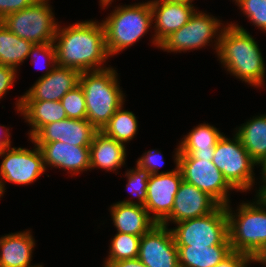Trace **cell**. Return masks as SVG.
I'll return each instance as SVG.
<instances>
[{
  "label": "cell",
  "mask_w": 266,
  "mask_h": 267,
  "mask_svg": "<svg viewBox=\"0 0 266 267\" xmlns=\"http://www.w3.org/2000/svg\"><path fill=\"white\" fill-rule=\"evenodd\" d=\"M57 65L81 72L102 70L109 59L102 23L85 20L61 27L54 38ZM105 66V67H104Z\"/></svg>",
  "instance_id": "1"
},
{
  "label": "cell",
  "mask_w": 266,
  "mask_h": 267,
  "mask_svg": "<svg viewBox=\"0 0 266 267\" xmlns=\"http://www.w3.org/2000/svg\"><path fill=\"white\" fill-rule=\"evenodd\" d=\"M250 33L238 23L224 26L217 50L218 60L229 74L250 86L265 84V61L261 49Z\"/></svg>",
  "instance_id": "2"
},
{
  "label": "cell",
  "mask_w": 266,
  "mask_h": 267,
  "mask_svg": "<svg viewBox=\"0 0 266 267\" xmlns=\"http://www.w3.org/2000/svg\"><path fill=\"white\" fill-rule=\"evenodd\" d=\"M118 73L112 66L95 71L81 72L79 85L84 91L86 120L102 131L114 113L124 105Z\"/></svg>",
  "instance_id": "3"
},
{
  "label": "cell",
  "mask_w": 266,
  "mask_h": 267,
  "mask_svg": "<svg viewBox=\"0 0 266 267\" xmlns=\"http://www.w3.org/2000/svg\"><path fill=\"white\" fill-rule=\"evenodd\" d=\"M109 56L133 46L153 28L150 0L131 5H119L102 20Z\"/></svg>",
  "instance_id": "4"
},
{
  "label": "cell",
  "mask_w": 266,
  "mask_h": 267,
  "mask_svg": "<svg viewBox=\"0 0 266 267\" xmlns=\"http://www.w3.org/2000/svg\"><path fill=\"white\" fill-rule=\"evenodd\" d=\"M255 196L252 202L240 203L236 212L231 202L225 206L231 249L250 258L266 244V204Z\"/></svg>",
  "instance_id": "5"
},
{
  "label": "cell",
  "mask_w": 266,
  "mask_h": 267,
  "mask_svg": "<svg viewBox=\"0 0 266 267\" xmlns=\"http://www.w3.org/2000/svg\"><path fill=\"white\" fill-rule=\"evenodd\" d=\"M212 162L235 191L253 189L256 183L254 168L258 166L236 134H233V138L225 135L220 138L215 145Z\"/></svg>",
  "instance_id": "6"
},
{
  "label": "cell",
  "mask_w": 266,
  "mask_h": 267,
  "mask_svg": "<svg viewBox=\"0 0 266 267\" xmlns=\"http://www.w3.org/2000/svg\"><path fill=\"white\" fill-rule=\"evenodd\" d=\"M175 224L171 232L176 246L231 245L228 217L224 205H220L210 214Z\"/></svg>",
  "instance_id": "7"
},
{
  "label": "cell",
  "mask_w": 266,
  "mask_h": 267,
  "mask_svg": "<svg viewBox=\"0 0 266 267\" xmlns=\"http://www.w3.org/2000/svg\"><path fill=\"white\" fill-rule=\"evenodd\" d=\"M197 10L184 26L171 33L159 44L160 49L166 52L181 53V51L198 50L212 43V47L214 45L217 53L220 35L225 25L215 16Z\"/></svg>",
  "instance_id": "8"
},
{
  "label": "cell",
  "mask_w": 266,
  "mask_h": 267,
  "mask_svg": "<svg viewBox=\"0 0 266 267\" xmlns=\"http://www.w3.org/2000/svg\"><path fill=\"white\" fill-rule=\"evenodd\" d=\"M49 2L36 0L23 10L8 14L1 22L9 31L33 44L53 42L59 24Z\"/></svg>",
  "instance_id": "9"
},
{
  "label": "cell",
  "mask_w": 266,
  "mask_h": 267,
  "mask_svg": "<svg viewBox=\"0 0 266 267\" xmlns=\"http://www.w3.org/2000/svg\"><path fill=\"white\" fill-rule=\"evenodd\" d=\"M178 168L185 182L206 192L220 205L230 203V191L235 189L212 161L194 159L190 154H179Z\"/></svg>",
  "instance_id": "10"
},
{
  "label": "cell",
  "mask_w": 266,
  "mask_h": 267,
  "mask_svg": "<svg viewBox=\"0 0 266 267\" xmlns=\"http://www.w3.org/2000/svg\"><path fill=\"white\" fill-rule=\"evenodd\" d=\"M0 157V183L3 192L6 191L5 182L18 185H30L36 182L46 168L40 148L34 143L33 150L22 147H6Z\"/></svg>",
  "instance_id": "11"
},
{
  "label": "cell",
  "mask_w": 266,
  "mask_h": 267,
  "mask_svg": "<svg viewBox=\"0 0 266 267\" xmlns=\"http://www.w3.org/2000/svg\"><path fill=\"white\" fill-rule=\"evenodd\" d=\"M175 150L173 155L175 168L167 172L161 171L160 174L149 175L148 179L144 207L157 224H161L171 214L175 195L183 181L182 174L178 168L179 145Z\"/></svg>",
  "instance_id": "12"
},
{
  "label": "cell",
  "mask_w": 266,
  "mask_h": 267,
  "mask_svg": "<svg viewBox=\"0 0 266 267\" xmlns=\"http://www.w3.org/2000/svg\"><path fill=\"white\" fill-rule=\"evenodd\" d=\"M138 259L147 267H180L178 248L171 229L156 224L142 235Z\"/></svg>",
  "instance_id": "13"
},
{
  "label": "cell",
  "mask_w": 266,
  "mask_h": 267,
  "mask_svg": "<svg viewBox=\"0 0 266 267\" xmlns=\"http://www.w3.org/2000/svg\"><path fill=\"white\" fill-rule=\"evenodd\" d=\"M80 72L73 68L56 65L47 76H40L24 95L16 100L20 113L21 100L60 101L62 97L79 85Z\"/></svg>",
  "instance_id": "14"
},
{
  "label": "cell",
  "mask_w": 266,
  "mask_h": 267,
  "mask_svg": "<svg viewBox=\"0 0 266 267\" xmlns=\"http://www.w3.org/2000/svg\"><path fill=\"white\" fill-rule=\"evenodd\" d=\"M220 204L209 194L192 184L181 182L175 195L171 214L161 223L169 226L187 219L201 217L215 211Z\"/></svg>",
  "instance_id": "15"
},
{
  "label": "cell",
  "mask_w": 266,
  "mask_h": 267,
  "mask_svg": "<svg viewBox=\"0 0 266 267\" xmlns=\"http://www.w3.org/2000/svg\"><path fill=\"white\" fill-rule=\"evenodd\" d=\"M97 131L86 119L66 118L43 126L30 141L32 143L60 141L73 146L89 147Z\"/></svg>",
  "instance_id": "16"
},
{
  "label": "cell",
  "mask_w": 266,
  "mask_h": 267,
  "mask_svg": "<svg viewBox=\"0 0 266 267\" xmlns=\"http://www.w3.org/2000/svg\"><path fill=\"white\" fill-rule=\"evenodd\" d=\"M154 35L152 44H159L171 33L184 26L195 12L193 4L168 2L165 0H150Z\"/></svg>",
  "instance_id": "17"
},
{
  "label": "cell",
  "mask_w": 266,
  "mask_h": 267,
  "mask_svg": "<svg viewBox=\"0 0 266 267\" xmlns=\"http://www.w3.org/2000/svg\"><path fill=\"white\" fill-rule=\"evenodd\" d=\"M43 155L45 168L64 169L71 176L90 170V148L73 146L60 141L35 143Z\"/></svg>",
  "instance_id": "18"
},
{
  "label": "cell",
  "mask_w": 266,
  "mask_h": 267,
  "mask_svg": "<svg viewBox=\"0 0 266 267\" xmlns=\"http://www.w3.org/2000/svg\"><path fill=\"white\" fill-rule=\"evenodd\" d=\"M32 231L9 233L0 237V267H43L31 265L35 239Z\"/></svg>",
  "instance_id": "19"
},
{
  "label": "cell",
  "mask_w": 266,
  "mask_h": 267,
  "mask_svg": "<svg viewBox=\"0 0 266 267\" xmlns=\"http://www.w3.org/2000/svg\"><path fill=\"white\" fill-rule=\"evenodd\" d=\"M90 148V169H105L107 172H117L124 167L127 158L126 146L97 131L93 137Z\"/></svg>",
  "instance_id": "20"
},
{
  "label": "cell",
  "mask_w": 266,
  "mask_h": 267,
  "mask_svg": "<svg viewBox=\"0 0 266 267\" xmlns=\"http://www.w3.org/2000/svg\"><path fill=\"white\" fill-rule=\"evenodd\" d=\"M109 210L113 225L120 233L142 236L157 224L141 205L116 202Z\"/></svg>",
  "instance_id": "21"
},
{
  "label": "cell",
  "mask_w": 266,
  "mask_h": 267,
  "mask_svg": "<svg viewBox=\"0 0 266 267\" xmlns=\"http://www.w3.org/2000/svg\"><path fill=\"white\" fill-rule=\"evenodd\" d=\"M223 135L211 124L201 123L183 136L179 143V154H190L194 159L212 161L215 145Z\"/></svg>",
  "instance_id": "22"
},
{
  "label": "cell",
  "mask_w": 266,
  "mask_h": 267,
  "mask_svg": "<svg viewBox=\"0 0 266 267\" xmlns=\"http://www.w3.org/2000/svg\"><path fill=\"white\" fill-rule=\"evenodd\" d=\"M20 114L31 126V139L43 126L66 119L65 109L60 101L21 100Z\"/></svg>",
  "instance_id": "23"
},
{
  "label": "cell",
  "mask_w": 266,
  "mask_h": 267,
  "mask_svg": "<svg viewBox=\"0 0 266 267\" xmlns=\"http://www.w3.org/2000/svg\"><path fill=\"white\" fill-rule=\"evenodd\" d=\"M235 129L243 147L260 166L266 160V113L253 116Z\"/></svg>",
  "instance_id": "24"
},
{
  "label": "cell",
  "mask_w": 266,
  "mask_h": 267,
  "mask_svg": "<svg viewBox=\"0 0 266 267\" xmlns=\"http://www.w3.org/2000/svg\"><path fill=\"white\" fill-rule=\"evenodd\" d=\"M180 267H215L233 251L231 245L177 246Z\"/></svg>",
  "instance_id": "25"
},
{
  "label": "cell",
  "mask_w": 266,
  "mask_h": 267,
  "mask_svg": "<svg viewBox=\"0 0 266 267\" xmlns=\"http://www.w3.org/2000/svg\"><path fill=\"white\" fill-rule=\"evenodd\" d=\"M33 43L9 31L0 21V64L18 71L24 60L28 59Z\"/></svg>",
  "instance_id": "26"
},
{
  "label": "cell",
  "mask_w": 266,
  "mask_h": 267,
  "mask_svg": "<svg viewBox=\"0 0 266 267\" xmlns=\"http://www.w3.org/2000/svg\"><path fill=\"white\" fill-rule=\"evenodd\" d=\"M122 105L110 118L108 124L103 128L107 136L126 145L138 131V120L132 111L124 110Z\"/></svg>",
  "instance_id": "27"
},
{
  "label": "cell",
  "mask_w": 266,
  "mask_h": 267,
  "mask_svg": "<svg viewBox=\"0 0 266 267\" xmlns=\"http://www.w3.org/2000/svg\"><path fill=\"white\" fill-rule=\"evenodd\" d=\"M141 237L117 232L111 239L109 254L103 261V266L108 267L113 262L138 258Z\"/></svg>",
  "instance_id": "28"
},
{
  "label": "cell",
  "mask_w": 266,
  "mask_h": 267,
  "mask_svg": "<svg viewBox=\"0 0 266 267\" xmlns=\"http://www.w3.org/2000/svg\"><path fill=\"white\" fill-rule=\"evenodd\" d=\"M125 177L127 178L126 190L133 197H136L138 201L135 202L129 199L118 202L144 206L147 197L149 174L136 166L135 168L127 170L125 172Z\"/></svg>",
  "instance_id": "29"
},
{
  "label": "cell",
  "mask_w": 266,
  "mask_h": 267,
  "mask_svg": "<svg viewBox=\"0 0 266 267\" xmlns=\"http://www.w3.org/2000/svg\"><path fill=\"white\" fill-rule=\"evenodd\" d=\"M67 118L71 119H86V102L84 91L77 85L74 89L67 92L60 100Z\"/></svg>",
  "instance_id": "30"
},
{
  "label": "cell",
  "mask_w": 266,
  "mask_h": 267,
  "mask_svg": "<svg viewBox=\"0 0 266 267\" xmlns=\"http://www.w3.org/2000/svg\"><path fill=\"white\" fill-rule=\"evenodd\" d=\"M234 2L254 26L266 33V0H234Z\"/></svg>",
  "instance_id": "31"
},
{
  "label": "cell",
  "mask_w": 266,
  "mask_h": 267,
  "mask_svg": "<svg viewBox=\"0 0 266 267\" xmlns=\"http://www.w3.org/2000/svg\"><path fill=\"white\" fill-rule=\"evenodd\" d=\"M39 56L43 57L44 59L46 58L45 63H42L44 69H46L45 74H43L42 76H47L53 70V68L57 65L56 50H55L54 43L50 42V43H44V44H34L28 55V57H31V61L33 65L37 66V64H41V62L38 59ZM42 64L40 65V68L42 67Z\"/></svg>",
  "instance_id": "32"
},
{
  "label": "cell",
  "mask_w": 266,
  "mask_h": 267,
  "mask_svg": "<svg viewBox=\"0 0 266 267\" xmlns=\"http://www.w3.org/2000/svg\"><path fill=\"white\" fill-rule=\"evenodd\" d=\"M162 155L160 150H148L136 160V166L149 175L160 174L159 168L164 165L165 161Z\"/></svg>",
  "instance_id": "33"
},
{
  "label": "cell",
  "mask_w": 266,
  "mask_h": 267,
  "mask_svg": "<svg viewBox=\"0 0 266 267\" xmlns=\"http://www.w3.org/2000/svg\"><path fill=\"white\" fill-rule=\"evenodd\" d=\"M17 70L10 66L0 64V100L13 87L17 78Z\"/></svg>",
  "instance_id": "34"
},
{
  "label": "cell",
  "mask_w": 266,
  "mask_h": 267,
  "mask_svg": "<svg viewBox=\"0 0 266 267\" xmlns=\"http://www.w3.org/2000/svg\"><path fill=\"white\" fill-rule=\"evenodd\" d=\"M35 1L36 0H0V21L8 14L23 10Z\"/></svg>",
  "instance_id": "35"
},
{
  "label": "cell",
  "mask_w": 266,
  "mask_h": 267,
  "mask_svg": "<svg viewBox=\"0 0 266 267\" xmlns=\"http://www.w3.org/2000/svg\"><path fill=\"white\" fill-rule=\"evenodd\" d=\"M251 258L240 252H232L215 267H246Z\"/></svg>",
  "instance_id": "36"
},
{
  "label": "cell",
  "mask_w": 266,
  "mask_h": 267,
  "mask_svg": "<svg viewBox=\"0 0 266 267\" xmlns=\"http://www.w3.org/2000/svg\"><path fill=\"white\" fill-rule=\"evenodd\" d=\"M4 128V129H3ZM11 134L9 128L5 125H0V153L6 148L11 146Z\"/></svg>",
  "instance_id": "37"
},
{
  "label": "cell",
  "mask_w": 266,
  "mask_h": 267,
  "mask_svg": "<svg viewBox=\"0 0 266 267\" xmlns=\"http://www.w3.org/2000/svg\"><path fill=\"white\" fill-rule=\"evenodd\" d=\"M108 267H147L138 258L111 263Z\"/></svg>",
  "instance_id": "38"
},
{
  "label": "cell",
  "mask_w": 266,
  "mask_h": 267,
  "mask_svg": "<svg viewBox=\"0 0 266 267\" xmlns=\"http://www.w3.org/2000/svg\"><path fill=\"white\" fill-rule=\"evenodd\" d=\"M251 259L253 263H261L266 267V244Z\"/></svg>",
  "instance_id": "39"
},
{
  "label": "cell",
  "mask_w": 266,
  "mask_h": 267,
  "mask_svg": "<svg viewBox=\"0 0 266 267\" xmlns=\"http://www.w3.org/2000/svg\"><path fill=\"white\" fill-rule=\"evenodd\" d=\"M260 180L262 184L258 187L259 189L256 190V194L266 204V178Z\"/></svg>",
  "instance_id": "40"
},
{
  "label": "cell",
  "mask_w": 266,
  "mask_h": 267,
  "mask_svg": "<svg viewBox=\"0 0 266 267\" xmlns=\"http://www.w3.org/2000/svg\"><path fill=\"white\" fill-rule=\"evenodd\" d=\"M261 167V179H264V178H266V160L260 165Z\"/></svg>",
  "instance_id": "41"
},
{
  "label": "cell",
  "mask_w": 266,
  "mask_h": 267,
  "mask_svg": "<svg viewBox=\"0 0 266 267\" xmlns=\"http://www.w3.org/2000/svg\"><path fill=\"white\" fill-rule=\"evenodd\" d=\"M114 0H100L99 5L102 7V9L105 7H109V5L113 2Z\"/></svg>",
  "instance_id": "42"
},
{
  "label": "cell",
  "mask_w": 266,
  "mask_h": 267,
  "mask_svg": "<svg viewBox=\"0 0 266 267\" xmlns=\"http://www.w3.org/2000/svg\"><path fill=\"white\" fill-rule=\"evenodd\" d=\"M168 2H178V3H188V4H192V2H194L193 0H165Z\"/></svg>",
  "instance_id": "43"
},
{
  "label": "cell",
  "mask_w": 266,
  "mask_h": 267,
  "mask_svg": "<svg viewBox=\"0 0 266 267\" xmlns=\"http://www.w3.org/2000/svg\"><path fill=\"white\" fill-rule=\"evenodd\" d=\"M3 195H4V192L2 190L1 183H0V198L3 197Z\"/></svg>",
  "instance_id": "44"
},
{
  "label": "cell",
  "mask_w": 266,
  "mask_h": 267,
  "mask_svg": "<svg viewBox=\"0 0 266 267\" xmlns=\"http://www.w3.org/2000/svg\"><path fill=\"white\" fill-rule=\"evenodd\" d=\"M250 263V264H249ZM251 263H252V259L248 262V264H247V266L246 267H248V266H250L251 265Z\"/></svg>",
  "instance_id": "45"
}]
</instances>
